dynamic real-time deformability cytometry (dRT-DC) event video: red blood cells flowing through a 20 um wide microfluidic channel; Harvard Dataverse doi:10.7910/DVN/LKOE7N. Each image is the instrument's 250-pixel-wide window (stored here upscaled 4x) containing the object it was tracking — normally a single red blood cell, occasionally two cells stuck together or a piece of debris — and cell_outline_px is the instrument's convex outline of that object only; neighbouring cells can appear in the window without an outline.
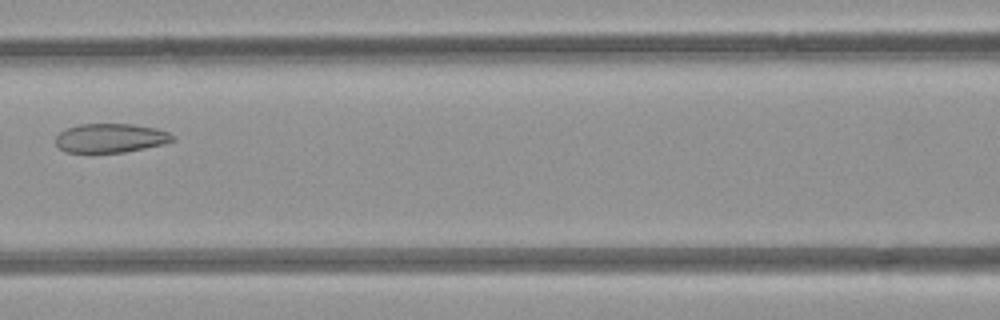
{"species": "common noctule bat (a hibernating species)", "species_latin": "Nyctalus noctula", "temperature_condition": "room temperature", "stored_images_in_passage": 7, "camera_frame_rate_fps": 3000, "um_per_image_px": 0.085, "animal": {"sex": "female", "body_mass_g": 21.9}, "frame": {"image": 1, "passage_image": 6, "time_ms": 6.667, "image_size_px": [1000, 320], "cell_outline_px": [[176, 140], [164, 144], [124, 152], [64, 152], [56, 144], [56, 136], [64, 128], [80, 124], [132, 124], [156, 128], [168, 132], [176, 136]], "centroid_in_image_um": [9.41, 11.73], "position_along_channel_um": 157.2, "area_um2": 19.88}}
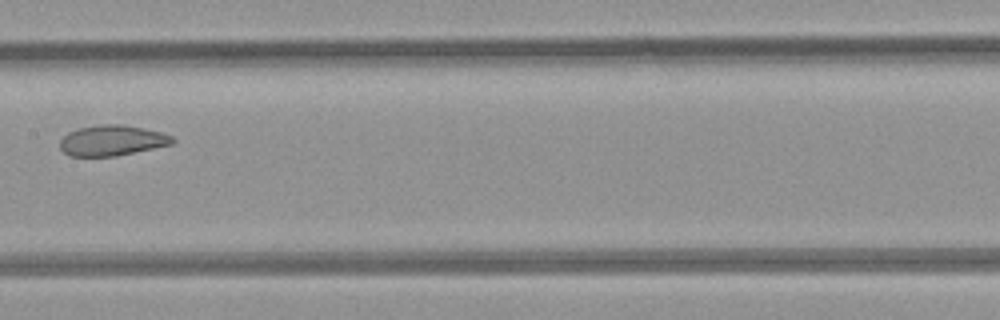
{"frame": {"image": 2, "passage_image": 7, "time_ms": 7.667, "image_size_px": [1000, 320], "cell_outline_px": [[176, 140], [172, 144], [116, 156], [68, 156], [60, 148], [60, 140], [68, 132], [80, 128], [100, 124], [124, 124], [144, 128], [160, 132], [172, 136]], "centroid_in_image_um": [9.52, 11.93], "position_along_channel_um": 197.9, "area_um2": 20.0}}